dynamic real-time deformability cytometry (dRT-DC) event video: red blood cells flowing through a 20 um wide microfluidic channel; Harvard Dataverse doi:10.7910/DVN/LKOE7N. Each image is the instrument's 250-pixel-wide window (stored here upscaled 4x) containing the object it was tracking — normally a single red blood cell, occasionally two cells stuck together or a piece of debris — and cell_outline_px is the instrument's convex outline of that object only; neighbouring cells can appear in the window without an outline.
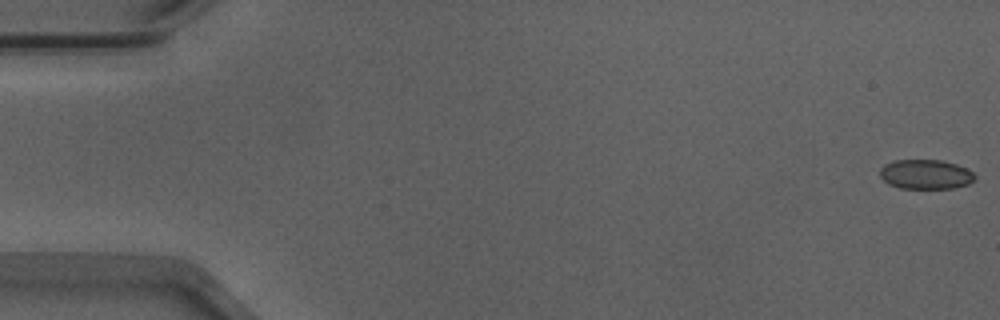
{"species": "Egyptian fruit bat (a non-hibernating species)", "species_latin": "Rousettus aegyptiacus", "temperature_condition": "warm", "stored_images_in_passage": 45, "camera_frame_rate_fps": 3000, "um_per_image_px": 0.085, "animal": {"sex": "male"}, "frame": {"image": 1, "passage_image": 1, "time_ms": 0.0, "image_size_px": [1000, 320], "cell_outline_px": [[976, 180], [968, 184], [952, 188], [900, 188], [888, 184], [880, 176], [880, 168], [884, 164], [892, 160], [940, 160], [956, 164], [972, 172], [976, 176]], "centroid_in_image_um": [78.66, 14.81], "position_along_channel_um": 6.3, "area_um2": 16.36}}
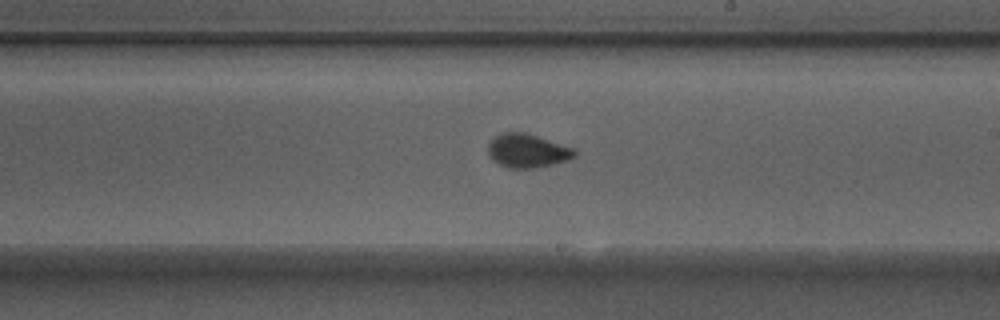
{"frame": {"image": 2, "passage_image": 31, "time_ms": 10.0, "image_size_px": [1000, 320], "cell_outline_px": [[576, 156], [552, 164], [532, 168], [508, 168], [492, 160], [488, 152], [488, 144], [496, 136], [504, 132], [528, 132], [576, 148]], "centroid_in_image_um": [44.84, 12.79], "position_along_channel_um": 244.2, "area_um2": 17.05}}
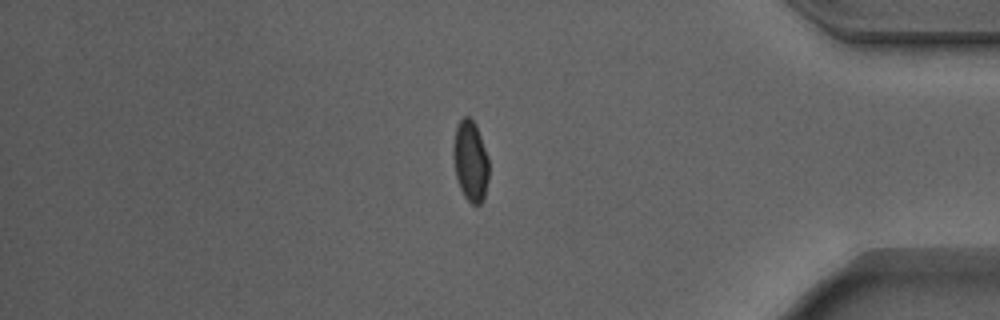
{"frame": {"image": 3, "passage_image": 45, "time_ms": 14.667, "image_size_px": [1000, 320], "cell_outline_px": [[488, 180], [484, 200], [480, 204], [472, 204], [464, 196], [456, 180], [452, 156], [452, 148], [456, 128], [460, 120], [464, 116], [468, 116], [476, 124], [488, 156]], "centroid_in_image_um": [39.98, 13.7], "position_along_channel_um": 395.2, "area_um2": 16.99}, "authors_computed_cell_mechanics": {"area_um2": 16.762, "velocity_mm_per_s": 3.9092, "shape_relaxation_time_tau1_ms": 5.3867, "shape_relaxation_time_tau2_ms": null, "deformation_change_tau1": 0.1148, "deformation_change_tau2": null}}